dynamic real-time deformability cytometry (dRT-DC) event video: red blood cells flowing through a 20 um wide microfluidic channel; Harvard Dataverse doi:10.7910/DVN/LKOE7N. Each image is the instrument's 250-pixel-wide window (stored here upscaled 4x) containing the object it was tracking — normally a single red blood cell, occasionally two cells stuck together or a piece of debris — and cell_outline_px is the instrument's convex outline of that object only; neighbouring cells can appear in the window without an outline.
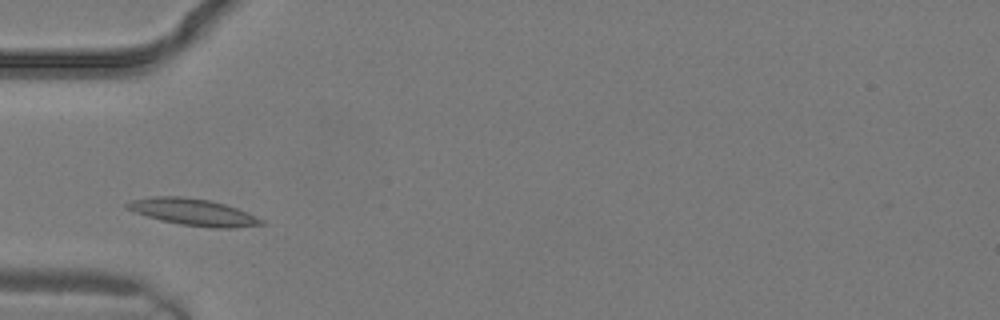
{"species": "common noctule bat (a hibernating species)", "species_latin": "Nyctalus noctula", "temperature_condition": "warm", "stored_images_in_passage": 1, "camera_frame_rate_fps": 3000, "um_per_image_px": 0.085, "animal": {"sex": "male", "body_mass_g": 19.2, "forearm_length_mm": 51.8}, "frame": {"image": 1, "passage_image": 1, "time_ms": 0.0, "image_size_px": [1000, 320], "cell_outline_px": [[264, 224], [236, 228], [212, 228], [180, 224], [160, 220], [124, 208], [124, 204], [132, 200], [152, 196], [184, 196], [208, 200], [224, 204], [248, 212], [264, 220]], "centroid_in_image_um": [16.42, 18.03], "position_along_channel_um": 68.6, "area_um2": 20.92}}